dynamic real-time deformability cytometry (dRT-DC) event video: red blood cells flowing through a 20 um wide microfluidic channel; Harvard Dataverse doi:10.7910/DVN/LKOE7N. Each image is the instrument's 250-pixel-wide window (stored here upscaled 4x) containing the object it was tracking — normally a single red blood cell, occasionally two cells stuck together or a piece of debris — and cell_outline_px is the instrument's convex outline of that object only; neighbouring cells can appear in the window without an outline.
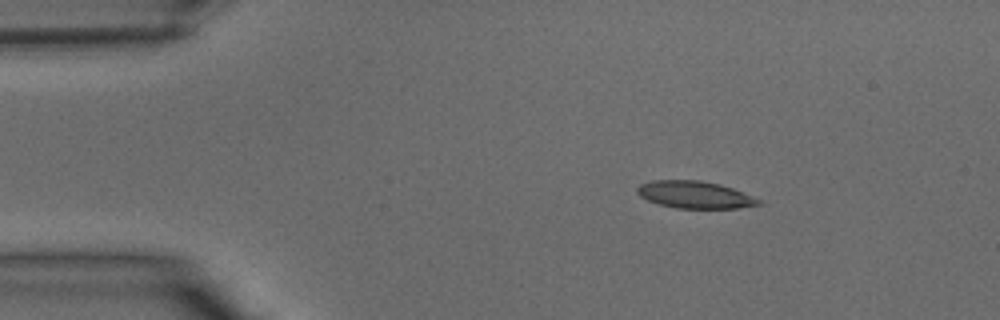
{"species": "common noctule bat (a hibernating species)", "species_latin": "Nyctalus noctula", "temperature_condition": "warm", "stored_images_in_passage": 34, "camera_frame_rate_fps": 3000, "um_per_image_px": 0.085, "animal": {"sex": "male", "body_mass_g": 15.6}, "frame": {"image": 1, "passage_image": 1, "time_ms": 0.0, "image_size_px": [1000, 320], "cell_outline_px": [[764, 204], [736, 208], [676, 208], [660, 204], [648, 200], [640, 196], [636, 192], [636, 188], [640, 184], [652, 180], [700, 180], [720, 184], [732, 188], [752, 196], [760, 200]], "centroid_in_image_um": [59.05, 16.54], "position_along_channel_um": 26.0, "area_um2": 19.19}}
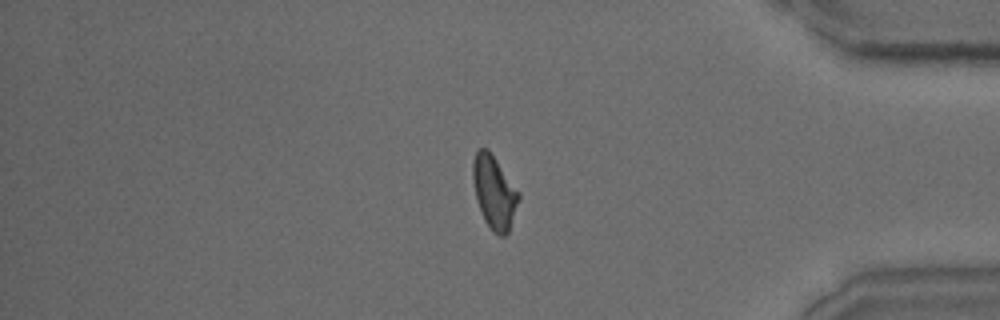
{"frame": {"image": 2, "passage_image": 28, "time_ms": 9.0, "image_size_px": [1000, 320], "cell_outline_px": [[520, 196], [508, 232], [504, 236], [500, 236], [492, 232], [484, 220], [476, 196], [472, 180], [472, 160], [476, 152], [480, 148], [488, 148], [520, 192]], "centroid_in_image_um": [42.0, 16.31], "position_along_channel_um": 393.2, "area_um2": 19.48}}
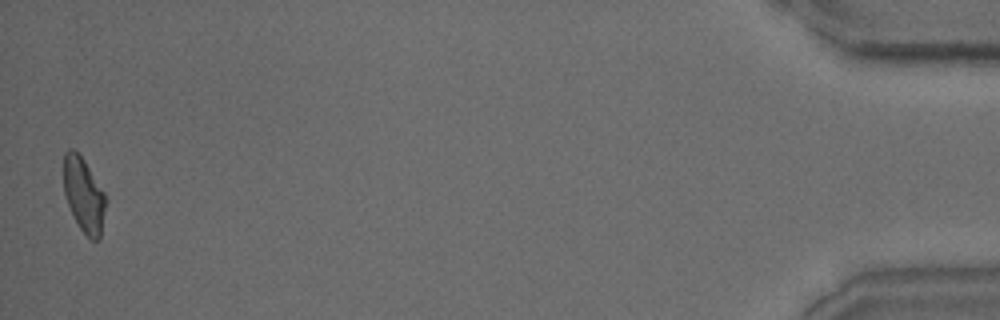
{"frame": {"image": 3, "passage_image": 34, "time_ms": 11.0, "image_size_px": [1000, 320], "cell_outline_px": [[108, 200], [100, 240], [92, 240], [80, 228], [68, 204], [64, 192], [64, 152], [68, 148], [72, 148], [84, 160], [104, 192]], "centroid_in_image_um": [7.15, 16.58], "position_along_channel_um": 428.0, "area_um2": 18.26}}